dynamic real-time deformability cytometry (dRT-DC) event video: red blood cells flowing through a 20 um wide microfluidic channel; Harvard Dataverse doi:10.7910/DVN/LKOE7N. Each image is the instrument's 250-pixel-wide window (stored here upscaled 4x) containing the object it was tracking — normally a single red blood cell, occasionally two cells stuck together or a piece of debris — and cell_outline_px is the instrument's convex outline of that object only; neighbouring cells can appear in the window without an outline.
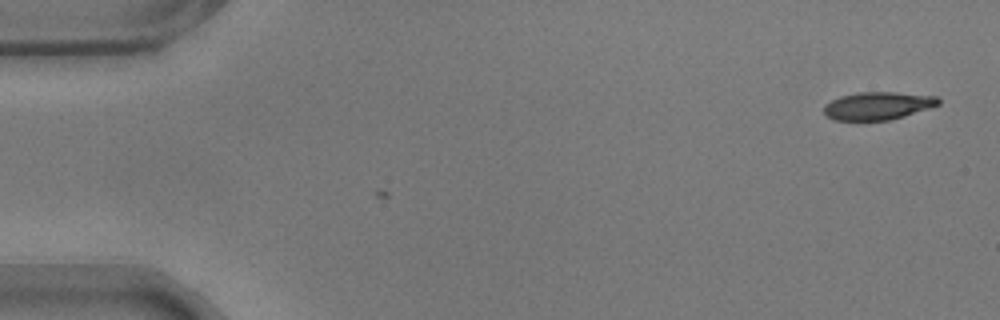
{"species": "common noctule bat (a hibernating species)", "species_latin": "Nyctalus noctula", "temperature_condition": "warm", "stored_images_in_passage": 4, "camera_frame_rate_fps": 3000, "um_per_image_px": 0.085, "animal": {"sex": "male", "body_mass_g": 17.9}, "frame": {"image": 1, "passage_image": 1, "time_ms": 0.0, "image_size_px": [1000, 320], "cell_outline_px": [[940, 104], [904, 116], [888, 120], [832, 120], [824, 112], [824, 104], [840, 96], [856, 92], [896, 92], [936, 96], [940, 100]], "centroid_in_image_um": [74.59, 8.98], "position_along_channel_um": 10.4, "area_um2": 18.5}}